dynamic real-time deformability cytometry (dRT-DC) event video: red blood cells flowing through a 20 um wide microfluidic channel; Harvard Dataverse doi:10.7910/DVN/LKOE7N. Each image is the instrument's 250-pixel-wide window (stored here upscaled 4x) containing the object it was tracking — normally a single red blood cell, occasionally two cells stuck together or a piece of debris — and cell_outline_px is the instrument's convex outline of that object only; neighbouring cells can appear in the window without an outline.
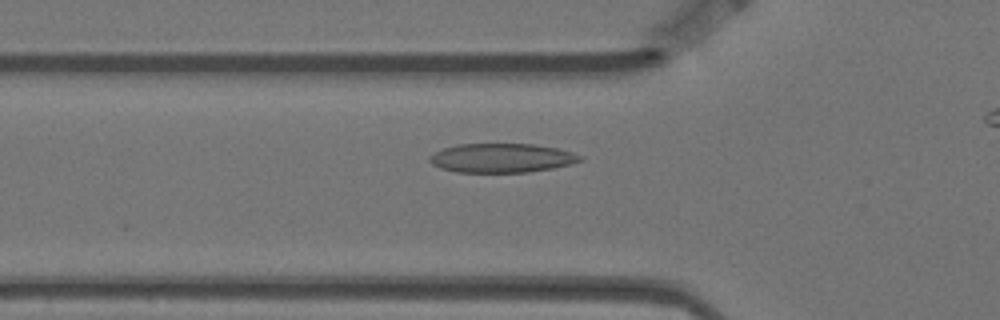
{"species": "Egyptian fruit bat (a non-hibernating species)", "species_latin": "Rousettus aegyptiacus", "temperature_condition": "warm", "stored_images_in_passage": 4, "camera_frame_rate_fps": 3000, "um_per_image_px": 0.085, "animal": {"sex": "female"}, "frame": {"image": 1, "passage_image": 4, "time_ms": 1.0, "image_size_px": [1000, 320], "cell_outline_px": [[584, 160], [572, 164], [552, 168], [528, 172], [456, 172], [440, 168], [432, 164], [428, 160], [428, 156], [444, 148], [456, 144], [532, 144], [556, 148], [572, 152], [584, 156]], "centroid_in_image_um": [42.65, 13.43], "position_along_channel_um": 83.1, "area_um2": 25.61}}